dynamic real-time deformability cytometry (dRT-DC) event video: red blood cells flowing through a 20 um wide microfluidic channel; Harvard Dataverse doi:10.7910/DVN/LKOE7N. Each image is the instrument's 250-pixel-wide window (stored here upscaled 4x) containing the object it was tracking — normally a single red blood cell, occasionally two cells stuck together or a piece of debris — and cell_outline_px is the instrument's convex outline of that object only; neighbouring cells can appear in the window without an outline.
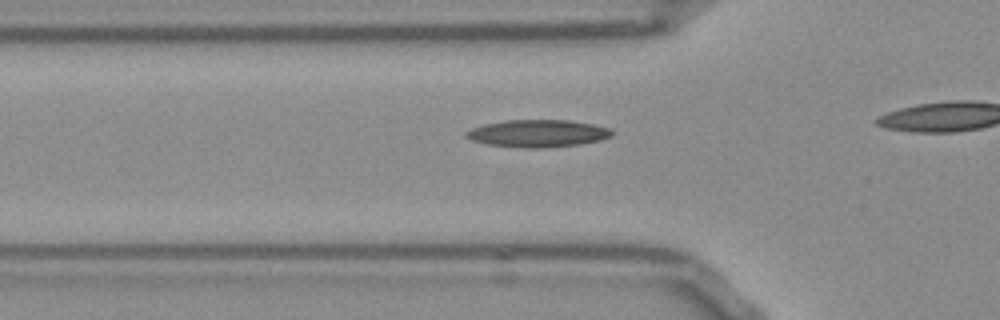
{"species": "Egyptian fruit bat (a non-hibernating species)", "species_latin": "Rousettus aegyptiacus", "temperature_condition": "room temperature", "stored_images_in_passage": 17, "camera_frame_rate_fps": 3000, "um_per_image_px": 0.085, "frame": {"image": 1, "passage_image": 12, "time_ms": 3.667, "image_size_px": [1000, 320], "cell_outline_px": [[612, 136], [600, 140], [580, 144], [544, 148], [524, 148], [488, 144], [472, 140], [464, 136], [464, 132], [472, 128], [484, 124], [504, 120], [568, 120], [592, 124], [612, 128]], "centroid_in_image_um": [45.71, 11.34], "position_along_channel_um": 80.1, "area_um2": 23.29}}
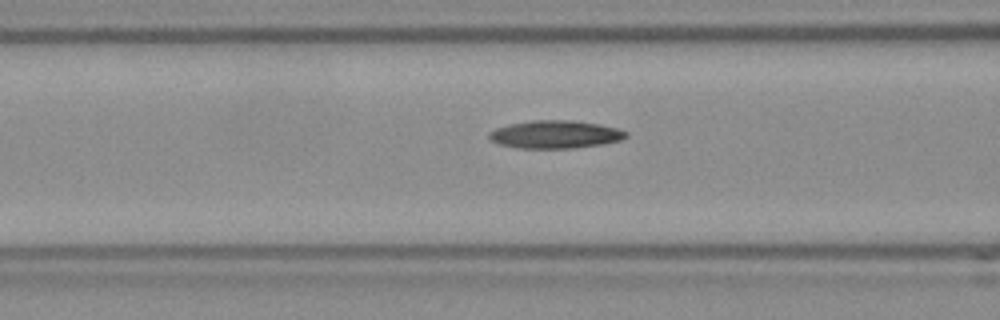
{"frame": {"image": 2, "passage_image": 15, "time_ms": 4.667, "image_size_px": [1000, 320], "cell_outline_px": [[628, 136], [620, 140], [604, 144], [576, 148], [520, 148], [500, 144], [488, 140], [488, 132], [496, 128], [512, 124], [532, 120], [572, 120], [600, 124], [616, 128], [628, 132]], "centroid_in_image_um": [47.2, 11.43], "position_along_channel_um": 119.4, "area_um2": 22.31}}